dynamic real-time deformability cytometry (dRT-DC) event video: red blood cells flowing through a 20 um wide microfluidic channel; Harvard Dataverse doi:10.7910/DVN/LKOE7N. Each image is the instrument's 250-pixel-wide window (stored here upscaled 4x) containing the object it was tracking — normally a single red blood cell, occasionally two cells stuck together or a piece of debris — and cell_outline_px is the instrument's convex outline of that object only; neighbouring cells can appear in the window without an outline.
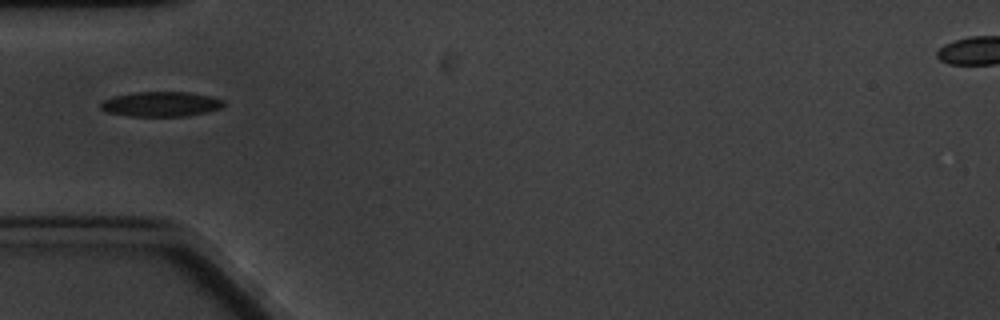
{"species": "common noctule bat (a hibernating species)", "species_latin": "Nyctalus noctula", "temperature_condition": "cold", "stored_images_in_passage": 7, "camera_frame_rate_fps": 3000, "um_per_image_px": 0.085, "animal": {"sex": "male", "body_mass_g": 20.1, "forearm_length_mm": 53.5}, "frame": {"image": 1, "passage_image": 1, "time_ms": 0.0, "image_size_px": [1000, 320], "cell_outline_px": [[224, 104], [220, 108], [188, 116], [128, 116], [108, 112], [100, 108], [100, 104], [104, 100], [112, 96], [136, 92], [188, 92], [208, 96], [224, 100]], "centroid_in_image_um": [13.65, 8.85], "position_along_channel_um": 71.4, "area_um2": 17.69}}